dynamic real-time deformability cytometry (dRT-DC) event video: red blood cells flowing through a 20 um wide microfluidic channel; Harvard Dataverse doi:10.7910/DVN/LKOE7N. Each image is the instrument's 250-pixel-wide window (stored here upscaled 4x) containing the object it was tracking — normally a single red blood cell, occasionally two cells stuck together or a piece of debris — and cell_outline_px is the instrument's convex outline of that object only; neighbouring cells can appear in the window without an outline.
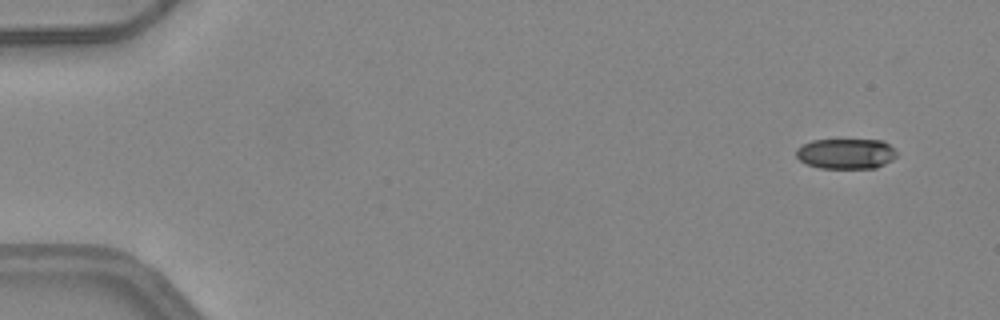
{"species": "common noctule bat (a hibernating species)", "species_latin": "Nyctalus noctula", "temperature_condition": "warm", "stored_images_in_passage": 19, "camera_frame_rate_fps": 3000, "um_per_image_px": 0.085, "animal": {"sex": "female", "body_mass_g": 24.6, "forearm_length_mm": 56.2}, "frame": {"image": 1, "passage_image": 4, "time_ms": 1.0, "image_size_px": [1000, 320], "cell_outline_px": [[896, 156], [892, 160], [876, 168], [820, 168], [808, 164], [800, 160], [796, 156], [796, 148], [812, 140], [884, 140], [896, 152]], "centroid_in_image_um": [71.9, 13.06], "position_along_channel_um": 13.1, "area_um2": 17.69}}
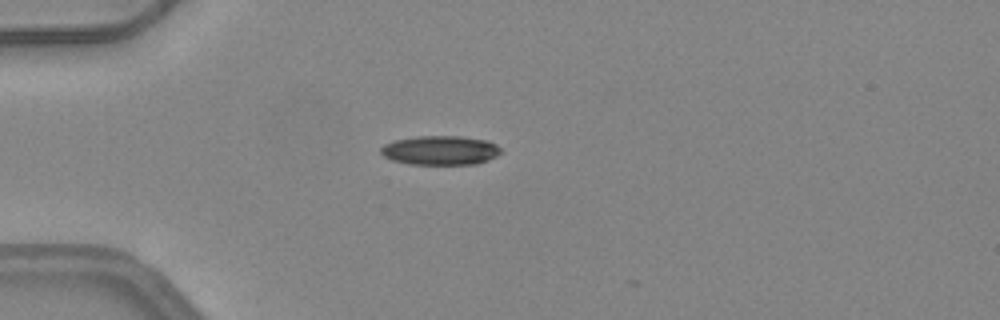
{"frame": {"image": 2, "passage_image": 15, "time_ms": 4.667, "image_size_px": [1000, 320], "cell_outline_px": [[500, 152], [496, 156], [488, 160], [476, 164], [408, 164], [392, 160], [384, 156], [380, 152], [380, 148], [384, 144], [392, 140], [416, 136], [460, 136], [488, 140], [496, 144], [500, 148]], "centroid_in_image_um": [37.4, 12.77], "position_along_channel_um": 47.6, "area_um2": 20.58}}